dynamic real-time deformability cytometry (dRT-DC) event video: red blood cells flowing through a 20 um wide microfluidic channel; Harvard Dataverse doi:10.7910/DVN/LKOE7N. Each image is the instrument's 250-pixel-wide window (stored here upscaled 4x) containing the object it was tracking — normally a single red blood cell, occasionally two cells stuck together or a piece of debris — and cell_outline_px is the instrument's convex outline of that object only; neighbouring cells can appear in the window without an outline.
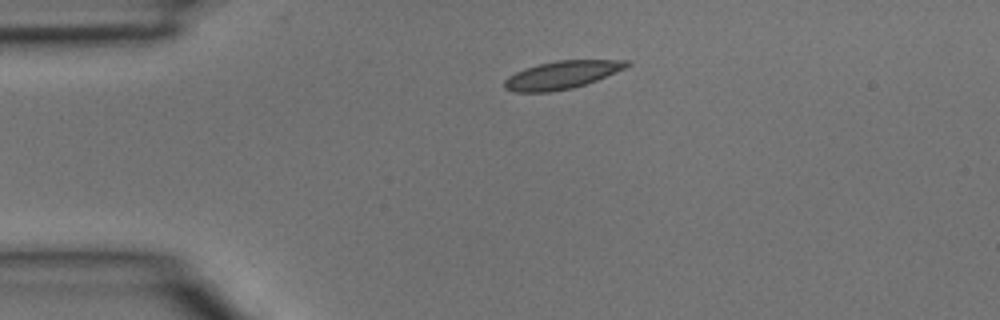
{"species": "common noctule bat (a hibernating species)", "species_latin": "Nyctalus noctula", "temperature_condition": "room temperature", "stored_images_in_passage": 3, "camera_frame_rate_fps": 3000, "um_per_image_px": 0.085, "animal": {"sex": "male", "body_mass_g": 15.6}, "frame": {"image": 1, "passage_image": 3, "time_ms": 0.667, "image_size_px": [1000, 320], "cell_outline_px": [[632, 64], [624, 68], [596, 80], [572, 88], [552, 92], [516, 92], [504, 88], [504, 80], [508, 76], [524, 68], [556, 60], [628, 60]], "centroid_in_image_um": [47.72, 6.37], "position_along_channel_um": 37.3, "area_um2": 19.71}}